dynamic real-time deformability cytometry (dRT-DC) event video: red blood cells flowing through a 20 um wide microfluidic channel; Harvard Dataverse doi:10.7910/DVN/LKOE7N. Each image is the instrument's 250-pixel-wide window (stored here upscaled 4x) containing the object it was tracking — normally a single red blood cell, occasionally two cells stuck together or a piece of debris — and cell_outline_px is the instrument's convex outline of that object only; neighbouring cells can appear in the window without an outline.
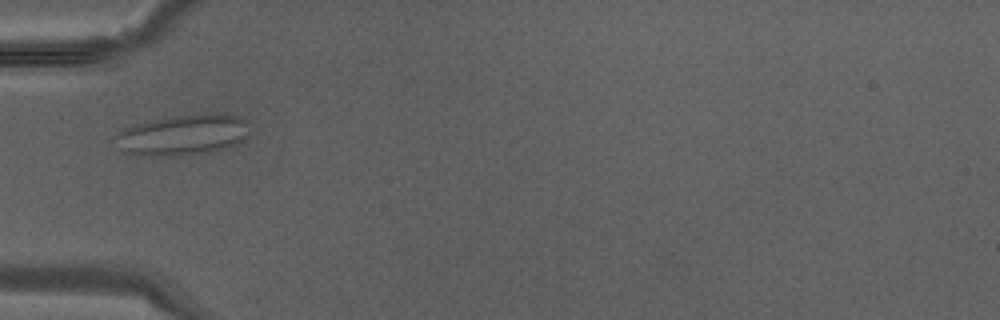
{"species": "Egyptian fruit bat (a non-hibernating species)", "species_latin": "Rousettus aegyptiacus", "temperature_condition": "warm", "stored_images_in_passage": 37, "camera_frame_rate_fps": 3000, "um_per_image_px": 0.085, "animal": {"sex": "male"}, "frame": {"image": 1, "passage_image": 11, "time_ms": 3.333, "image_size_px": [1000, 320], "cell_outline_px": [[248, 120], [244, 136], [236, 144], [212, 152], [168, 156], [156, 156], [124, 152], [120, 136], [120, 132], [124, 128], [136, 124], [176, 116], [200, 112], [224, 112], [244, 116]], "centroid_in_image_um": [15.69, 11.42], "position_along_channel_um": 69.3, "area_um2": 31.27}}
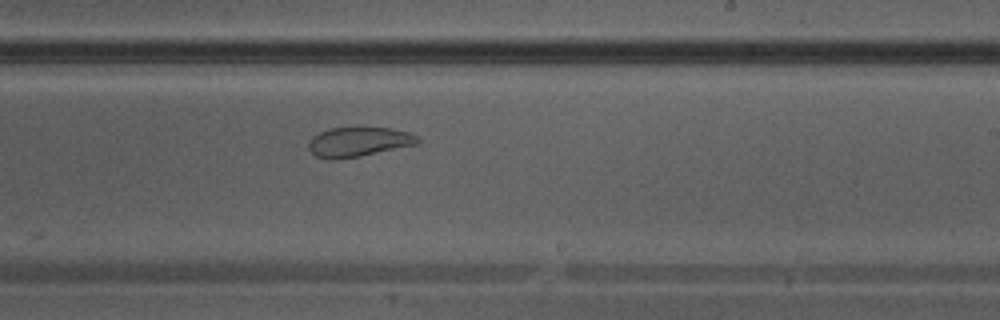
{"frame": {"image": 2, "passage_image": 22, "time_ms": 7.0, "image_size_px": [1000, 320], "cell_outline_px": [[420, 144], [360, 156], [336, 160], [328, 160], [316, 156], [308, 148], [308, 144], [312, 136], [328, 128], [392, 128], [408, 132], [416, 136], [420, 140]], "centroid_in_image_um": [30.47, 12.07], "position_along_channel_um": 258.5, "area_um2": 18.9}}